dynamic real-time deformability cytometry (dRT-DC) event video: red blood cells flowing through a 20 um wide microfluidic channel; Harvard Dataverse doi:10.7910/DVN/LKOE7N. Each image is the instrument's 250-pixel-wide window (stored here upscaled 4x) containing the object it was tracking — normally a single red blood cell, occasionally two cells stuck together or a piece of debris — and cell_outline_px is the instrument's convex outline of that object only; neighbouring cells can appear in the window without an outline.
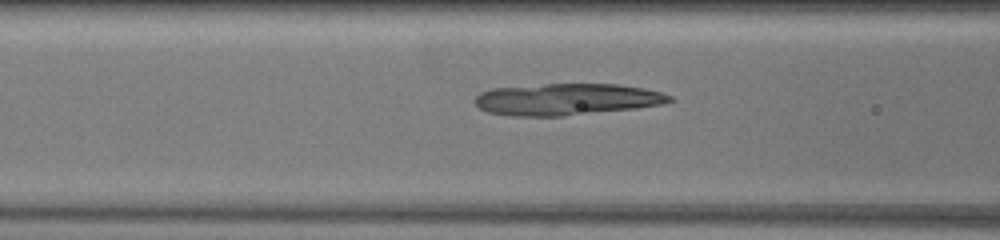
{"species": "common noctule bat (a hibernating species)", "species_latin": "Nyctalus noctula", "temperature_condition": "warm", "stored_images_in_passage": 41, "camera_frame_rate_fps": 3000, "um_per_image_px": 0.085, "animal": {"sex": "female", "body_mass_g": 19.5, "forearm_length_mm": 54.1}, "frame": {"image": 1, "passage_image": 6, "time_ms": 1.667, "image_size_px": [1000, 240], "cell_outline_px": [[672, 100], [660, 104], [632, 108], [564, 116], [512, 116], [488, 112], [480, 108], [476, 104], [476, 96], [480, 92], [492, 88], [544, 84], [620, 84], [644, 88], [660, 92], [672, 96]], "centroid_in_image_um": [48.13, 8.43], "position_along_channel_um": 118.5, "area_um2": 35.66}}
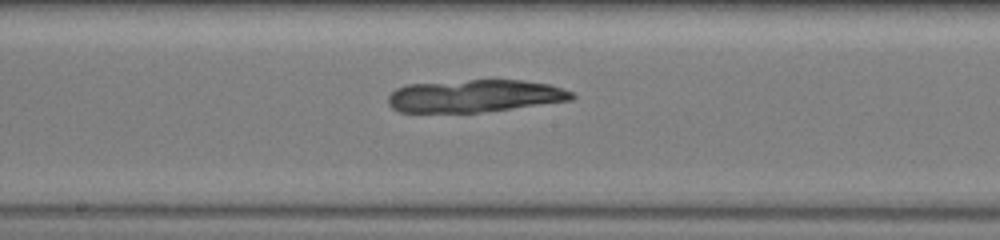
{"frame": {"image": 2, "passage_image": 14, "time_ms": 4.333, "image_size_px": [1000, 240], "cell_outline_px": [[576, 96], [572, 100], [480, 112], [400, 112], [392, 108], [388, 104], [388, 96], [396, 88], [408, 84], [468, 80], [524, 80], [548, 84], [572, 92]], "centroid_in_image_um": [40.32, 8.15], "position_along_channel_um": 207.9, "area_um2": 34.56}}
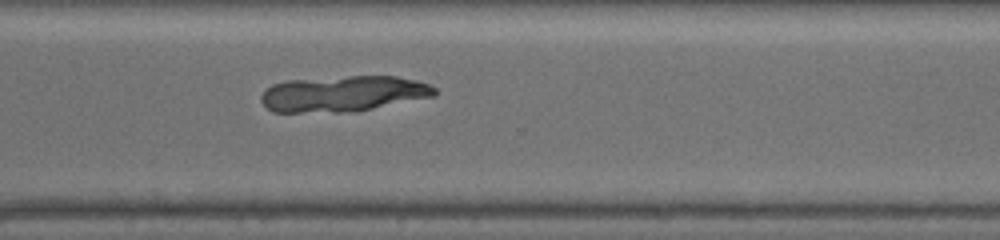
{"frame": {"image": 3, "passage_image": 26, "time_ms": 8.333, "image_size_px": [1000, 240], "cell_outline_px": [[436, 96], [356, 112], [272, 112], [260, 100], [260, 96], [272, 84], [288, 80], [348, 76], [396, 76], [416, 80], [428, 84], [436, 88]], "centroid_in_image_um": [29.2, 7.97], "position_along_channel_um": 341.4, "area_um2": 36.47}}